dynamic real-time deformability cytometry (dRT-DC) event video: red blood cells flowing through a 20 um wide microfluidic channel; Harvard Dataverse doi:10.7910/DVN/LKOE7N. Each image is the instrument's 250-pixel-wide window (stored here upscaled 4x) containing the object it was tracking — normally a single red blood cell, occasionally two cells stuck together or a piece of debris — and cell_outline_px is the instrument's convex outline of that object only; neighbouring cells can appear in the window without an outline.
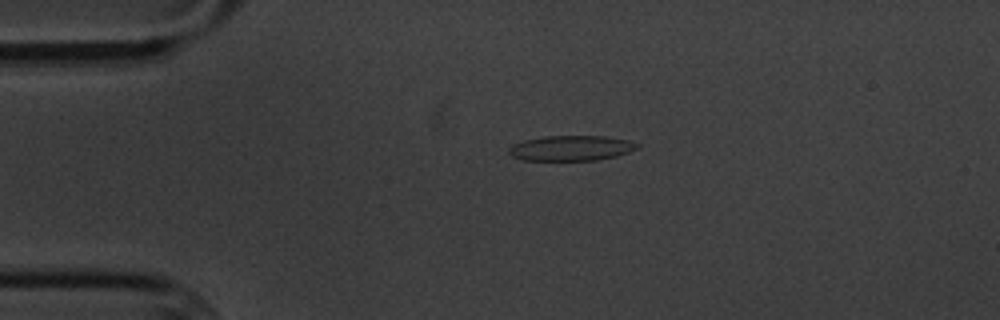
{"species": "common noctule bat (a hibernating species)", "species_latin": "Nyctalus noctula", "temperature_condition": "cold", "stored_images_in_passage": 2, "camera_frame_rate_fps": 3000, "um_per_image_px": 0.085, "animal": {"sex": "male", "body_mass_g": 20.1, "forearm_length_mm": 53.5}, "frame": {"image": 1, "passage_image": 1, "time_ms": 0.0, "image_size_px": [1000, 320], "cell_outline_px": [[640, 148], [616, 156], [596, 160], [524, 160], [512, 156], [508, 152], [508, 148], [512, 144], [524, 140], [544, 136], [604, 136], [628, 140], [640, 144]], "centroid_in_image_um": [48.55, 12.58], "position_along_channel_um": 36.5, "area_um2": 18.9}}